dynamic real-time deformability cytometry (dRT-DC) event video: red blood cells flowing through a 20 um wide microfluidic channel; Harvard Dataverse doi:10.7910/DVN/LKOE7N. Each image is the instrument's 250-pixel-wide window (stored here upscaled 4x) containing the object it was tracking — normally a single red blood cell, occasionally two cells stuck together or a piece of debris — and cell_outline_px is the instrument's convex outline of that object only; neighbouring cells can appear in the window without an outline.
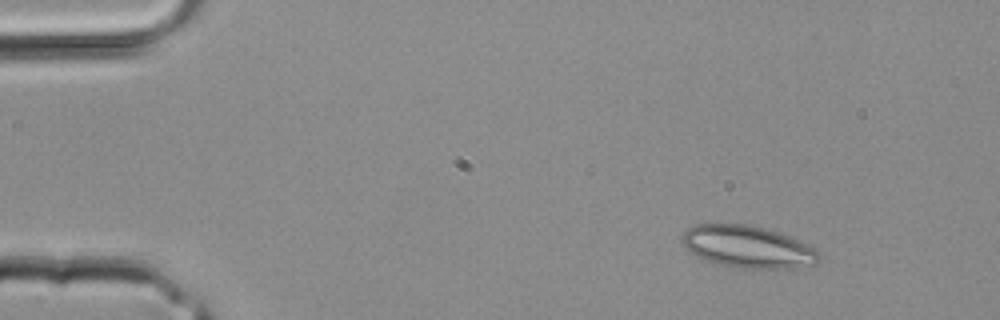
{"species": "common noctule bat (a hibernating species)", "species_latin": "Nyctalus noctula", "temperature_condition": "room temperature", "stored_images_in_passage": 3, "camera_frame_rate_fps": 3000, "um_per_image_px": 0.085, "animal": {"sex": "male", "body_mass_g": 20.4}, "frame": {"image": 1, "passage_image": 1, "time_ms": 0.0, "image_size_px": [1000, 320], "cell_outline_px": [[824, 256], [816, 264], [792, 268], [736, 268], [720, 264], [708, 260], [692, 252], [680, 240], [680, 236], [688, 228], [696, 224], [748, 224], [780, 232], [820, 252]], "centroid_in_image_um": [63.58, 20.97], "position_along_channel_um": 21.4, "area_um2": 33.35}}